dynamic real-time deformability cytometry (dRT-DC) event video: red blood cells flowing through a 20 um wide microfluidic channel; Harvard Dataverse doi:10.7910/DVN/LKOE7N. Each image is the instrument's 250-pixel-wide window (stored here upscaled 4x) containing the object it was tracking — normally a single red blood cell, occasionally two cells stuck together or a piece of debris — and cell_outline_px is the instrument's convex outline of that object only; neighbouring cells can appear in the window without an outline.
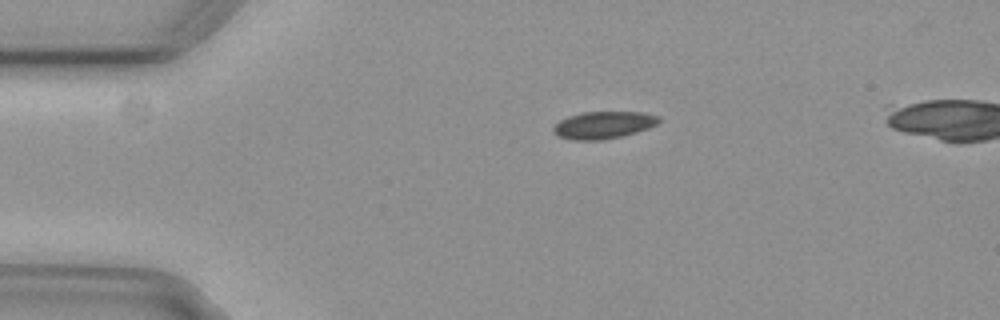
{"species": "common noctule bat (a hibernating species)", "species_latin": "Nyctalus noctula", "temperature_condition": "cold", "stored_images_in_passage": 31, "camera_frame_rate_fps": 3000, "um_per_image_px": 0.085, "animal": {"sex": "female", "body_mass_g": 29.2, "forearm_length_mm": 56.3}, "frame": {"image": 1, "passage_image": 1, "time_ms": 0.0, "image_size_px": [1000, 320], "cell_outline_px": [[660, 120], [656, 124], [648, 128], [636, 132], [620, 136], [600, 140], [572, 140], [556, 136], [552, 132], [552, 128], [560, 120], [568, 116], [580, 112], [640, 112], [660, 116]], "centroid_in_image_um": [51.24, 10.62], "position_along_channel_um": 33.8, "area_um2": 16.76}}
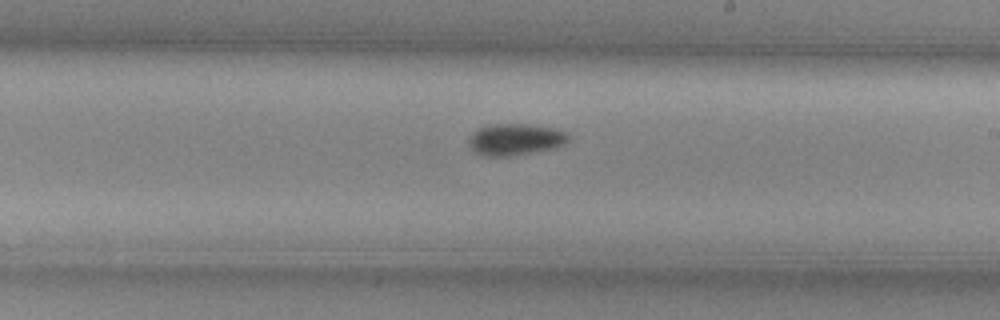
{"frame": {"image": 2, "passage_image": 21, "time_ms": 6.667, "image_size_px": [1000, 320], "cell_outline_px": [[572, 136], [568, 144], [560, 148], [540, 152], [516, 156], [480, 156], [472, 152], [468, 148], [468, 136], [476, 128], [484, 124], [544, 124], [564, 128], [572, 132]], "centroid_in_image_um": [43.92, 11.84], "position_along_channel_um": 245.1, "area_um2": 20.29}}
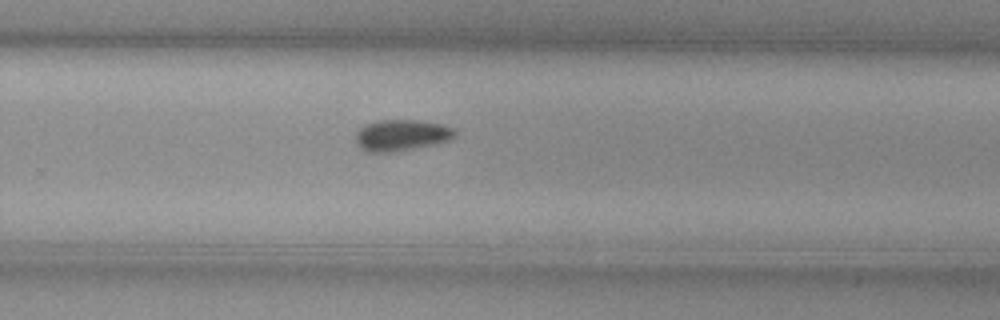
{"frame": {"image": 3, "passage_image": 25, "time_ms": 8.0, "image_size_px": [1000, 320], "cell_outline_px": [[456, 136], [452, 140], [436, 144], [396, 152], [368, 152], [360, 148], [356, 144], [356, 132], [364, 124], [376, 120], [424, 120], [444, 124], [456, 128]], "centroid_in_image_um": [34.17, 11.48], "position_along_channel_um": 295.6, "area_um2": 18.67}, "authors_computed_cell_mechanics": {"area_um2": 18.0914, "velocity_mm_per_s": 3.8134, "shape_relaxation_time_tau1_ms": 3.1029, "shape_relaxation_time_tau2_ms": null, "deformation_change_tau1": 0.093, "deformation_change_tau2": null}}